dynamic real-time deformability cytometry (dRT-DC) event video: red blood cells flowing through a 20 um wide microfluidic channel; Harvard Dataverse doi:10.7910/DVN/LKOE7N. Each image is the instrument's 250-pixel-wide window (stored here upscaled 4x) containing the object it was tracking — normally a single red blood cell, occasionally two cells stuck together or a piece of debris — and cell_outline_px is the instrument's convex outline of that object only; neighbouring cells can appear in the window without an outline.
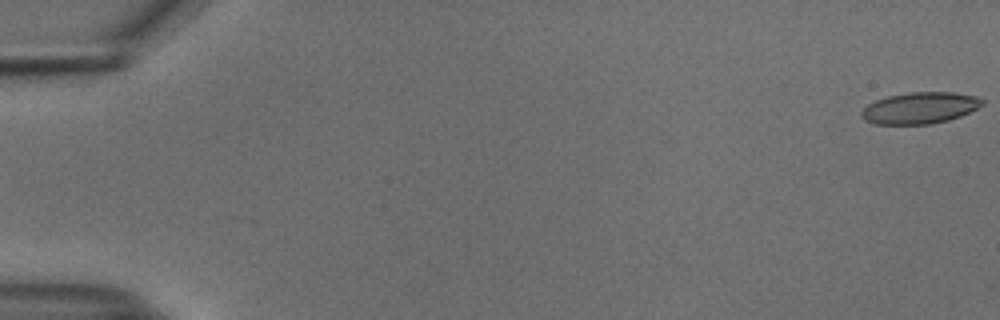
{"species": "common noctule bat (a hibernating species)", "species_latin": "Nyctalus noctula", "temperature_condition": "cold", "stored_images_in_passage": 9, "camera_frame_rate_fps": 3000, "um_per_image_px": 0.085, "animal": {"sex": "male", "body_mass_g": 18.8}, "frame": {"image": 1, "passage_image": 1, "time_ms": 0.0, "image_size_px": [1000, 320], "cell_outline_px": [[984, 104], [960, 116], [948, 120], [928, 124], [876, 124], [864, 120], [860, 116], [860, 112], [868, 104], [876, 100], [888, 96], [912, 92], [952, 92], [976, 96], [984, 100]], "centroid_in_image_um": [78.17, 9.17], "position_along_channel_um": 6.8, "area_um2": 22.02}}